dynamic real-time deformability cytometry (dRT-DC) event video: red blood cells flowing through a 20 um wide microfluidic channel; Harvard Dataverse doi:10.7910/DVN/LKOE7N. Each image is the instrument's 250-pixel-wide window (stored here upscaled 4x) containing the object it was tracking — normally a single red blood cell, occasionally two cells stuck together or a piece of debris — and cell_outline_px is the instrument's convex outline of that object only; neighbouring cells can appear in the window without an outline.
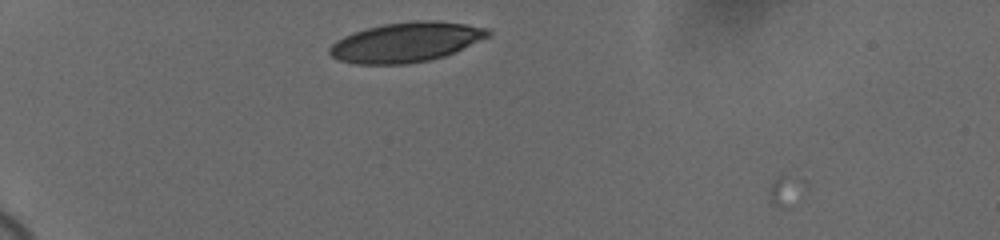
{"species": "human", "species_latin": "Homo sapiens", "temperature_condition": "cold", "stored_images_in_passage": 4, "camera_frame_rate_fps": 3000, "um_per_image_px": 0.085, "donor": {"sex": "female"}, "frame": {"image": 1, "passage_image": 3, "time_ms": 0.667, "image_size_px": [1000, 240], "cell_outline_px": [[492, 36], [444, 56], [428, 60], [408, 64], [356, 64], [340, 60], [332, 56], [328, 52], [328, 48], [336, 40], [352, 32], [384, 24], [412, 20], [436, 20], [468, 24], [488, 28], [492, 32]], "centroid_in_image_um": [34.55, 3.57], "position_along_channel_um": 50.5, "area_um2": 36.93}}